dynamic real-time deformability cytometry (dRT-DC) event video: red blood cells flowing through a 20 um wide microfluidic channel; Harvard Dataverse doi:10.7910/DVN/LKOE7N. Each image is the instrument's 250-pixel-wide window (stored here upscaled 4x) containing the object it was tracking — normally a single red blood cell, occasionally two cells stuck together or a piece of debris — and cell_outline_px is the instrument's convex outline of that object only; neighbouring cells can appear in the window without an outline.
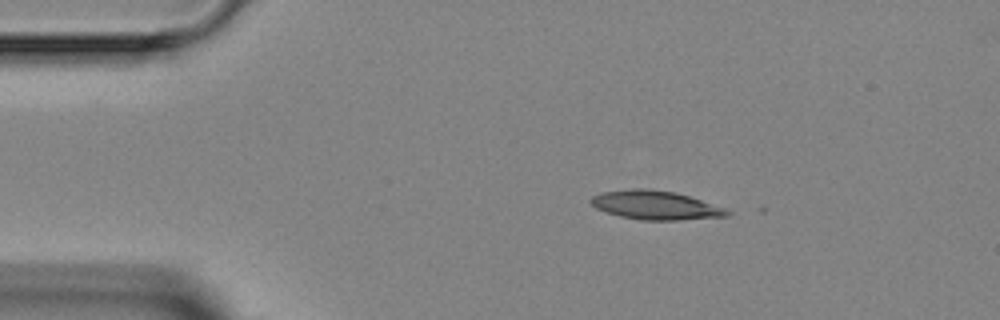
{"species": "Egyptian fruit bat (a non-hibernating species)", "species_latin": "Rousettus aegyptiacus", "temperature_condition": "room temperature", "stored_images_in_passage": 5, "camera_frame_rate_fps": 3000, "um_per_image_px": 0.085, "animal": {"sex": "female"}, "frame": {"image": 1, "passage_image": 2, "time_ms": 1.333, "image_size_px": [1000, 320], "cell_outline_px": [[732, 212], [728, 216], [680, 220], [640, 220], [620, 216], [596, 208], [588, 200], [592, 196], [600, 192], [632, 188], [648, 188], [676, 192], [724, 208]], "centroid_in_image_um": [55.68, 17.43], "position_along_channel_um": 29.3, "area_um2": 22.89}}
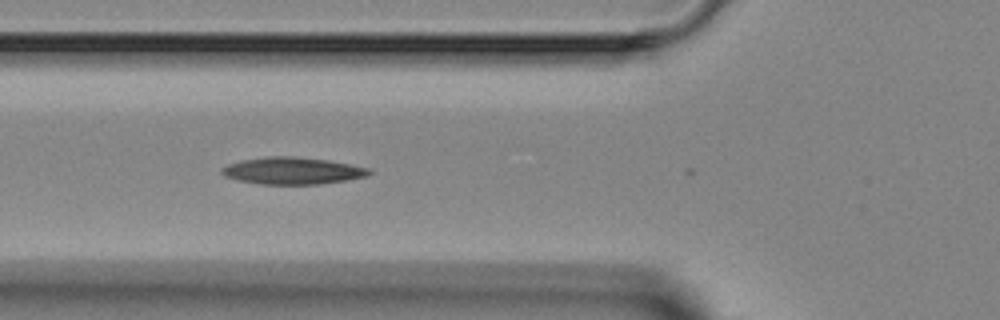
{"frame": {"image": 2, "passage_image": 4, "time_ms": 4.333, "image_size_px": [1000, 320], "cell_outline_px": [[372, 172], [368, 176], [348, 180], [320, 184], [260, 184], [236, 180], [224, 176], [220, 172], [220, 168], [228, 164], [244, 160], [268, 156], [292, 156], [328, 160], [368, 168]], "centroid_in_image_um": [24.84, 14.52], "position_along_channel_um": 101.0, "area_um2": 23.18}}
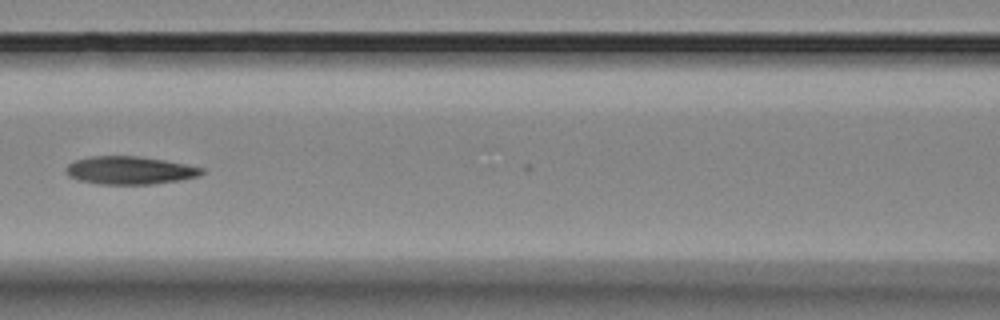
{"frame": {"image": 3, "passage_image": 5, "time_ms": 5.667, "image_size_px": [1000, 320], "cell_outline_px": [[204, 172], [200, 176], [180, 180], [152, 184], [100, 184], [80, 180], [68, 176], [64, 172], [64, 168], [68, 164], [76, 160], [92, 156], [140, 156], [164, 160], [204, 168]], "centroid_in_image_um": [11.02, 14.48], "position_along_channel_um": 155.6, "area_um2": 22.14}}